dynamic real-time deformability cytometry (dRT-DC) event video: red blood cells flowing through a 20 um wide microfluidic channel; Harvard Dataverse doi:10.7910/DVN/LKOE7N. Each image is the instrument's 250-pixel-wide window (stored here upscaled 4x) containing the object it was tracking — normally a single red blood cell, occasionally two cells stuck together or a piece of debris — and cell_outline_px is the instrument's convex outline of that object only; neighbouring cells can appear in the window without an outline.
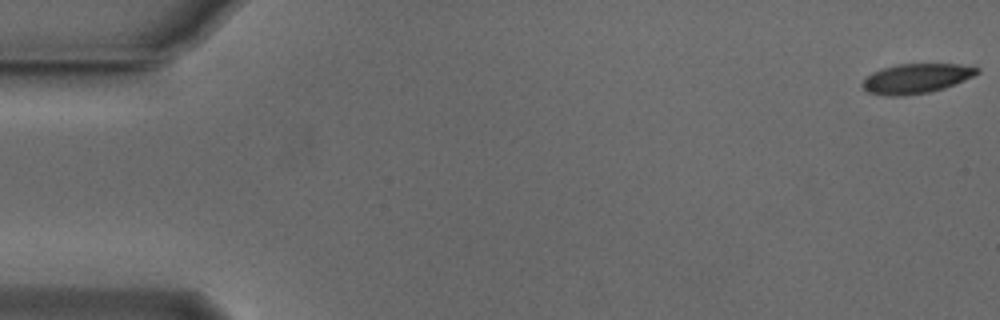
{"species": "Egyptian fruit bat (a non-hibernating species)", "species_latin": "Rousettus aegyptiacus", "temperature_condition": "cold", "stored_images_in_passage": 44, "camera_frame_rate_fps": 3000, "um_per_image_px": 0.085, "animal": {"sex": "male"}, "frame": {"image": 1, "passage_image": 1, "time_ms": 0.0, "image_size_px": [1000, 320], "cell_outline_px": [[980, 72], [956, 84], [944, 88], [928, 92], [900, 96], [888, 96], [868, 92], [860, 84], [872, 72], [884, 68], [900, 64], [960, 64], [980, 68]], "centroid_in_image_um": [77.89, 6.67], "position_along_channel_um": 7.1, "area_um2": 19.65}}
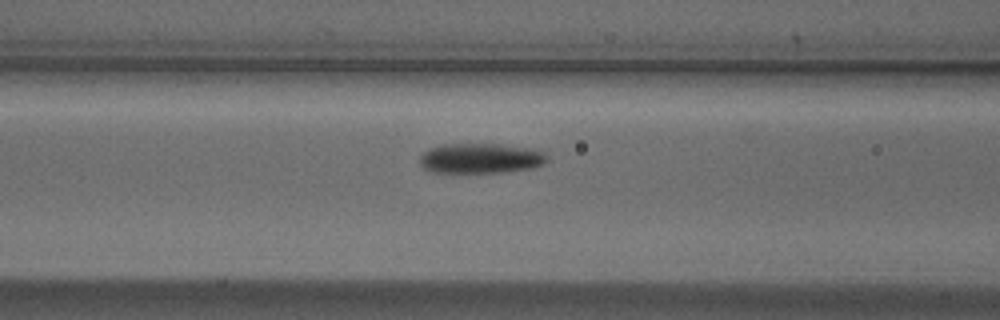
{"frame": {"image": 2, "passage_image": 22, "time_ms": 7.0, "image_size_px": [1000, 320], "cell_outline_px": [[548, 160], [544, 164], [532, 168], [504, 172], [432, 172], [424, 168], [420, 164], [420, 156], [424, 152], [432, 148], [444, 144], [500, 144], [532, 148], [544, 152], [548, 156]], "centroid_in_image_um": [40.9, 13.45], "position_along_channel_um": 125.7, "area_um2": 22.31}}
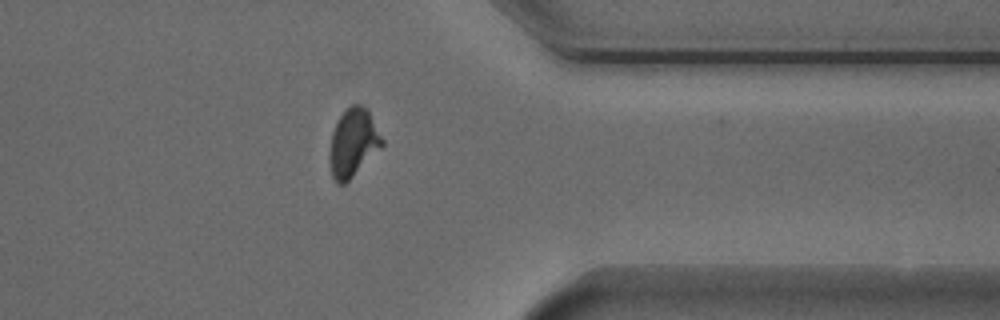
{"frame": {"image": 3, "passage_image": 43, "time_ms": 14.0, "image_size_px": [1000, 320], "cell_outline_px": [[384, 144], [344, 184], [336, 184], [332, 176], [328, 160], [328, 156], [332, 132], [340, 116], [352, 104], [360, 104], [368, 112], [384, 140]], "centroid_in_image_um": [29.98, 12.16], "position_along_channel_um": 381.4, "area_um2": 20.4}, "authors_computed_cell_mechanics": {"area_um2": 21.7039, "velocity_mm_per_s": 3.8131, "shape_relaxation_time_tau1_ms": 3.2821, "shape_relaxation_time_tau2_ms": 2.6256, "deformation_change_tau1": 0.1386, "deformation_change_tau2": 0.0631}}